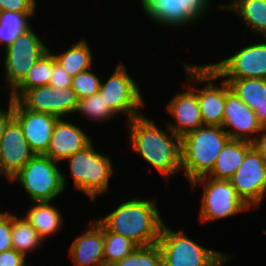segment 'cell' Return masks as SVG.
Here are the masks:
<instances>
[{
    "instance_id": "4dcf8cb0",
    "label": "cell",
    "mask_w": 266,
    "mask_h": 266,
    "mask_svg": "<svg viewBox=\"0 0 266 266\" xmlns=\"http://www.w3.org/2000/svg\"><path fill=\"white\" fill-rule=\"evenodd\" d=\"M113 266H163L160 246L158 243L149 246H138Z\"/></svg>"
},
{
    "instance_id": "7c38bea8",
    "label": "cell",
    "mask_w": 266,
    "mask_h": 266,
    "mask_svg": "<svg viewBox=\"0 0 266 266\" xmlns=\"http://www.w3.org/2000/svg\"><path fill=\"white\" fill-rule=\"evenodd\" d=\"M249 42V45L244 43L224 60L207 64L223 79H266V37Z\"/></svg>"
},
{
    "instance_id": "8992f818",
    "label": "cell",
    "mask_w": 266,
    "mask_h": 266,
    "mask_svg": "<svg viewBox=\"0 0 266 266\" xmlns=\"http://www.w3.org/2000/svg\"><path fill=\"white\" fill-rule=\"evenodd\" d=\"M60 163L36 154L11 178L9 183H18L32 202H53L67 190V175L59 167ZM66 189V190H65Z\"/></svg>"
},
{
    "instance_id": "8fae6325",
    "label": "cell",
    "mask_w": 266,
    "mask_h": 266,
    "mask_svg": "<svg viewBox=\"0 0 266 266\" xmlns=\"http://www.w3.org/2000/svg\"><path fill=\"white\" fill-rule=\"evenodd\" d=\"M183 66L187 75L186 90L175 93L166 104V112L174 121H164L165 127H169L180 138L204 126L196 95V64L183 62Z\"/></svg>"
},
{
    "instance_id": "ab89813d",
    "label": "cell",
    "mask_w": 266,
    "mask_h": 266,
    "mask_svg": "<svg viewBox=\"0 0 266 266\" xmlns=\"http://www.w3.org/2000/svg\"><path fill=\"white\" fill-rule=\"evenodd\" d=\"M259 122L262 126H266V103L255 111Z\"/></svg>"
},
{
    "instance_id": "30bf717a",
    "label": "cell",
    "mask_w": 266,
    "mask_h": 266,
    "mask_svg": "<svg viewBox=\"0 0 266 266\" xmlns=\"http://www.w3.org/2000/svg\"><path fill=\"white\" fill-rule=\"evenodd\" d=\"M32 27L4 50L2 61L6 85L4 91L10 93L26 76L31 67L49 50L42 38Z\"/></svg>"
},
{
    "instance_id": "d6a6232c",
    "label": "cell",
    "mask_w": 266,
    "mask_h": 266,
    "mask_svg": "<svg viewBox=\"0 0 266 266\" xmlns=\"http://www.w3.org/2000/svg\"><path fill=\"white\" fill-rule=\"evenodd\" d=\"M57 99H58V118H69L75 114L78 98L74 90L70 87L58 88L57 87ZM72 114V115H71Z\"/></svg>"
},
{
    "instance_id": "44dd1931",
    "label": "cell",
    "mask_w": 266,
    "mask_h": 266,
    "mask_svg": "<svg viewBox=\"0 0 266 266\" xmlns=\"http://www.w3.org/2000/svg\"><path fill=\"white\" fill-rule=\"evenodd\" d=\"M51 203L32 202L30 209L28 208L26 214L22 215L44 240L57 235L64 229V215L59 210V206L56 207Z\"/></svg>"
},
{
    "instance_id": "9a60e30c",
    "label": "cell",
    "mask_w": 266,
    "mask_h": 266,
    "mask_svg": "<svg viewBox=\"0 0 266 266\" xmlns=\"http://www.w3.org/2000/svg\"><path fill=\"white\" fill-rule=\"evenodd\" d=\"M257 115L235 93L226 82V102L222 128L230 139L252 142L262 129Z\"/></svg>"
},
{
    "instance_id": "d4e9b609",
    "label": "cell",
    "mask_w": 266,
    "mask_h": 266,
    "mask_svg": "<svg viewBox=\"0 0 266 266\" xmlns=\"http://www.w3.org/2000/svg\"><path fill=\"white\" fill-rule=\"evenodd\" d=\"M235 93L252 111L266 103V79L244 78L224 79Z\"/></svg>"
},
{
    "instance_id": "74e56055",
    "label": "cell",
    "mask_w": 266,
    "mask_h": 266,
    "mask_svg": "<svg viewBox=\"0 0 266 266\" xmlns=\"http://www.w3.org/2000/svg\"><path fill=\"white\" fill-rule=\"evenodd\" d=\"M8 108L0 106V141L4 134L6 126L14 118V99L8 97Z\"/></svg>"
},
{
    "instance_id": "6da1fadb",
    "label": "cell",
    "mask_w": 266,
    "mask_h": 266,
    "mask_svg": "<svg viewBox=\"0 0 266 266\" xmlns=\"http://www.w3.org/2000/svg\"><path fill=\"white\" fill-rule=\"evenodd\" d=\"M126 124L131 152L140 155L167 183L171 176L182 173L181 138L169 127L161 128L144 113Z\"/></svg>"
},
{
    "instance_id": "5b68a950",
    "label": "cell",
    "mask_w": 266,
    "mask_h": 266,
    "mask_svg": "<svg viewBox=\"0 0 266 266\" xmlns=\"http://www.w3.org/2000/svg\"><path fill=\"white\" fill-rule=\"evenodd\" d=\"M158 245L163 266H226L233 255L206 248L189 238L183 229L174 231L165 222Z\"/></svg>"
},
{
    "instance_id": "9c48e42d",
    "label": "cell",
    "mask_w": 266,
    "mask_h": 266,
    "mask_svg": "<svg viewBox=\"0 0 266 266\" xmlns=\"http://www.w3.org/2000/svg\"><path fill=\"white\" fill-rule=\"evenodd\" d=\"M115 65L116 68L107 79L101 81L100 94L107 106L118 115H125L126 122L143 114L147 104L141 94L137 80L129 75L126 65L122 61ZM143 96V97H142Z\"/></svg>"
},
{
    "instance_id": "7402d4cb",
    "label": "cell",
    "mask_w": 266,
    "mask_h": 266,
    "mask_svg": "<svg viewBox=\"0 0 266 266\" xmlns=\"http://www.w3.org/2000/svg\"><path fill=\"white\" fill-rule=\"evenodd\" d=\"M252 148V142L229 139L218 155L208 177L216 180H230Z\"/></svg>"
},
{
    "instance_id": "277c9868",
    "label": "cell",
    "mask_w": 266,
    "mask_h": 266,
    "mask_svg": "<svg viewBox=\"0 0 266 266\" xmlns=\"http://www.w3.org/2000/svg\"><path fill=\"white\" fill-rule=\"evenodd\" d=\"M111 159L109 154L98 152L92 142L65 161L68 163L66 165L73 181V188L85 194L90 202H96L98 197L111 191L110 179L115 175Z\"/></svg>"
},
{
    "instance_id": "83f0119b",
    "label": "cell",
    "mask_w": 266,
    "mask_h": 266,
    "mask_svg": "<svg viewBox=\"0 0 266 266\" xmlns=\"http://www.w3.org/2000/svg\"><path fill=\"white\" fill-rule=\"evenodd\" d=\"M36 13H19L14 11L0 12V48H7L13 44L19 36L33 25L29 19L33 18Z\"/></svg>"
},
{
    "instance_id": "d6986e66",
    "label": "cell",
    "mask_w": 266,
    "mask_h": 266,
    "mask_svg": "<svg viewBox=\"0 0 266 266\" xmlns=\"http://www.w3.org/2000/svg\"><path fill=\"white\" fill-rule=\"evenodd\" d=\"M85 227L68 248L73 266H105L102 223L96 218Z\"/></svg>"
},
{
    "instance_id": "f35d334b",
    "label": "cell",
    "mask_w": 266,
    "mask_h": 266,
    "mask_svg": "<svg viewBox=\"0 0 266 266\" xmlns=\"http://www.w3.org/2000/svg\"><path fill=\"white\" fill-rule=\"evenodd\" d=\"M252 147L266 160V126L262 127L261 131L252 141Z\"/></svg>"
},
{
    "instance_id": "4316f807",
    "label": "cell",
    "mask_w": 266,
    "mask_h": 266,
    "mask_svg": "<svg viewBox=\"0 0 266 266\" xmlns=\"http://www.w3.org/2000/svg\"><path fill=\"white\" fill-rule=\"evenodd\" d=\"M17 101L30 111L47 113L58 118L57 88L50 85L26 90Z\"/></svg>"
},
{
    "instance_id": "4fadbf2b",
    "label": "cell",
    "mask_w": 266,
    "mask_h": 266,
    "mask_svg": "<svg viewBox=\"0 0 266 266\" xmlns=\"http://www.w3.org/2000/svg\"><path fill=\"white\" fill-rule=\"evenodd\" d=\"M219 79L220 84L217 82ZM196 95L203 124L222 127L226 102V81L208 64L198 65L196 63Z\"/></svg>"
},
{
    "instance_id": "e575fe53",
    "label": "cell",
    "mask_w": 266,
    "mask_h": 266,
    "mask_svg": "<svg viewBox=\"0 0 266 266\" xmlns=\"http://www.w3.org/2000/svg\"><path fill=\"white\" fill-rule=\"evenodd\" d=\"M37 0H0L1 11H14L19 13H36Z\"/></svg>"
},
{
    "instance_id": "3957f363",
    "label": "cell",
    "mask_w": 266,
    "mask_h": 266,
    "mask_svg": "<svg viewBox=\"0 0 266 266\" xmlns=\"http://www.w3.org/2000/svg\"><path fill=\"white\" fill-rule=\"evenodd\" d=\"M221 126L204 125L181 137V168L188 183L208 176L229 140Z\"/></svg>"
},
{
    "instance_id": "7a4b0ae2",
    "label": "cell",
    "mask_w": 266,
    "mask_h": 266,
    "mask_svg": "<svg viewBox=\"0 0 266 266\" xmlns=\"http://www.w3.org/2000/svg\"><path fill=\"white\" fill-rule=\"evenodd\" d=\"M156 199L141 196L126 199L98 220L109 231L131 239L138 246L156 244L165 222Z\"/></svg>"
},
{
    "instance_id": "f546056e",
    "label": "cell",
    "mask_w": 266,
    "mask_h": 266,
    "mask_svg": "<svg viewBox=\"0 0 266 266\" xmlns=\"http://www.w3.org/2000/svg\"><path fill=\"white\" fill-rule=\"evenodd\" d=\"M78 113L83 115V118H87L86 120L94 121V123L100 122V124L117 117L112 109L107 106L100 92L78 100L75 115Z\"/></svg>"
},
{
    "instance_id": "d590c367",
    "label": "cell",
    "mask_w": 266,
    "mask_h": 266,
    "mask_svg": "<svg viewBox=\"0 0 266 266\" xmlns=\"http://www.w3.org/2000/svg\"><path fill=\"white\" fill-rule=\"evenodd\" d=\"M72 82V77L65 71V69L56 62L53 55V73L51 74V79L49 84L52 88H65L70 87Z\"/></svg>"
},
{
    "instance_id": "1f68e13d",
    "label": "cell",
    "mask_w": 266,
    "mask_h": 266,
    "mask_svg": "<svg viewBox=\"0 0 266 266\" xmlns=\"http://www.w3.org/2000/svg\"><path fill=\"white\" fill-rule=\"evenodd\" d=\"M93 69L95 68L82 71L72 78L71 88L78 100L92 96L100 90L102 79Z\"/></svg>"
},
{
    "instance_id": "484cf974",
    "label": "cell",
    "mask_w": 266,
    "mask_h": 266,
    "mask_svg": "<svg viewBox=\"0 0 266 266\" xmlns=\"http://www.w3.org/2000/svg\"><path fill=\"white\" fill-rule=\"evenodd\" d=\"M53 73V54L44 53L31 67L25 78L8 94L11 99H18L26 90L48 85Z\"/></svg>"
},
{
    "instance_id": "8d00e7d4",
    "label": "cell",
    "mask_w": 266,
    "mask_h": 266,
    "mask_svg": "<svg viewBox=\"0 0 266 266\" xmlns=\"http://www.w3.org/2000/svg\"><path fill=\"white\" fill-rule=\"evenodd\" d=\"M28 258L14 249L0 253V266H33L27 265Z\"/></svg>"
},
{
    "instance_id": "ac0fdd59",
    "label": "cell",
    "mask_w": 266,
    "mask_h": 266,
    "mask_svg": "<svg viewBox=\"0 0 266 266\" xmlns=\"http://www.w3.org/2000/svg\"><path fill=\"white\" fill-rule=\"evenodd\" d=\"M80 126L69 119L59 118L53 128L49 148L44 155L62 164L67 158L89 146L93 138Z\"/></svg>"
},
{
    "instance_id": "cb8c5ba5",
    "label": "cell",
    "mask_w": 266,
    "mask_h": 266,
    "mask_svg": "<svg viewBox=\"0 0 266 266\" xmlns=\"http://www.w3.org/2000/svg\"><path fill=\"white\" fill-rule=\"evenodd\" d=\"M12 245L13 249L23 254L26 258L31 252L39 249L44 243V239L24 218L12 211Z\"/></svg>"
},
{
    "instance_id": "e0dca14e",
    "label": "cell",
    "mask_w": 266,
    "mask_h": 266,
    "mask_svg": "<svg viewBox=\"0 0 266 266\" xmlns=\"http://www.w3.org/2000/svg\"><path fill=\"white\" fill-rule=\"evenodd\" d=\"M14 119L22 128L30 149L44 155L49 148L53 128L59 119L51 114L30 111L14 99Z\"/></svg>"
},
{
    "instance_id": "f1b7e54d",
    "label": "cell",
    "mask_w": 266,
    "mask_h": 266,
    "mask_svg": "<svg viewBox=\"0 0 266 266\" xmlns=\"http://www.w3.org/2000/svg\"><path fill=\"white\" fill-rule=\"evenodd\" d=\"M102 230L104 232L105 266L115 265L138 247L131 239L109 231L103 224Z\"/></svg>"
},
{
    "instance_id": "603a6c76",
    "label": "cell",
    "mask_w": 266,
    "mask_h": 266,
    "mask_svg": "<svg viewBox=\"0 0 266 266\" xmlns=\"http://www.w3.org/2000/svg\"><path fill=\"white\" fill-rule=\"evenodd\" d=\"M49 50L54 55L56 62H58L72 78L80 72L92 68L94 66V60H96L93 57V50H91L89 42L82 37L63 52L58 51L55 53L51 48H49Z\"/></svg>"
},
{
    "instance_id": "2e32d148",
    "label": "cell",
    "mask_w": 266,
    "mask_h": 266,
    "mask_svg": "<svg viewBox=\"0 0 266 266\" xmlns=\"http://www.w3.org/2000/svg\"><path fill=\"white\" fill-rule=\"evenodd\" d=\"M35 155L21 126L13 118L6 126L0 141V178L10 181Z\"/></svg>"
},
{
    "instance_id": "ffe728a7",
    "label": "cell",
    "mask_w": 266,
    "mask_h": 266,
    "mask_svg": "<svg viewBox=\"0 0 266 266\" xmlns=\"http://www.w3.org/2000/svg\"><path fill=\"white\" fill-rule=\"evenodd\" d=\"M217 9L237 14L244 27L258 36L266 37V0H231L218 3Z\"/></svg>"
},
{
    "instance_id": "ba28073f",
    "label": "cell",
    "mask_w": 266,
    "mask_h": 266,
    "mask_svg": "<svg viewBox=\"0 0 266 266\" xmlns=\"http://www.w3.org/2000/svg\"><path fill=\"white\" fill-rule=\"evenodd\" d=\"M213 0H140L139 5L144 15L151 22L166 29L178 31L195 27L211 12ZM209 10V11H208ZM204 16V17H203ZM198 22V23H197Z\"/></svg>"
},
{
    "instance_id": "52a82bcc",
    "label": "cell",
    "mask_w": 266,
    "mask_h": 266,
    "mask_svg": "<svg viewBox=\"0 0 266 266\" xmlns=\"http://www.w3.org/2000/svg\"><path fill=\"white\" fill-rule=\"evenodd\" d=\"M192 189L202 188L198 219L211 223L251 212L250 207L238 196L230 180H216L208 176L189 183Z\"/></svg>"
},
{
    "instance_id": "836d02e7",
    "label": "cell",
    "mask_w": 266,
    "mask_h": 266,
    "mask_svg": "<svg viewBox=\"0 0 266 266\" xmlns=\"http://www.w3.org/2000/svg\"><path fill=\"white\" fill-rule=\"evenodd\" d=\"M12 212L4 211L0 215V253L13 249L12 245Z\"/></svg>"
},
{
    "instance_id": "5bb4252c",
    "label": "cell",
    "mask_w": 266,
    "mask_h": 266,
    "mask_svg": "<svg viewBox=\"0 0 266 266\" xmlns=\"http://www.w3.org/2000/svg\"><path fill=\"white\" fill-rule=\"evenodd\" d=\"M230 182L238 196L250 209L253 207L259 209L266 197V160L264 157L252 148Z\"/></svg>"
}]
</instances>
